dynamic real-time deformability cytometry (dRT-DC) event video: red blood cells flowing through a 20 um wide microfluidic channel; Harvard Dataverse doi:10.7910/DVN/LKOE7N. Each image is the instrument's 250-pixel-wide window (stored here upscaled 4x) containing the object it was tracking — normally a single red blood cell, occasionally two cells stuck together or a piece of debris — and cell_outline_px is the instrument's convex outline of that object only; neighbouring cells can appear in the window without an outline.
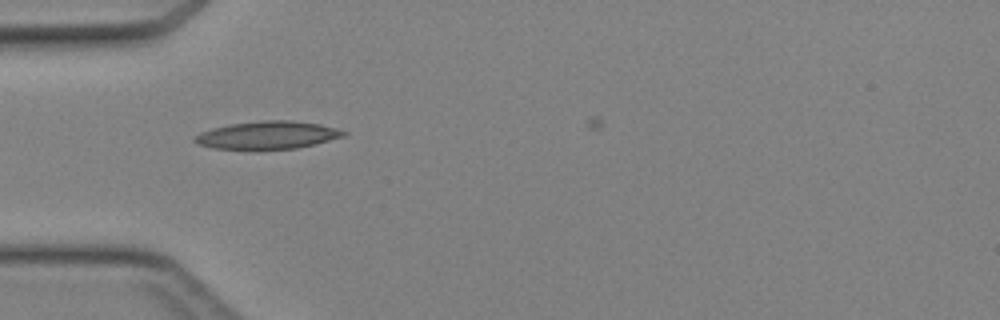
{"species": "Egyptian fruit bat (a non-hibernating species)", "species_latin": "Rousettus aegyptiacus", "temperature_condition": "cold", "stored_images_in_passage": 30, "camera_frame_rate_fps": 3000, "um_per_image_px": 0.085, "animal": {"sex": "female"}, "frame": {"image": 1, "passage_image": 1, "time_ms": 0.0, "image_size_px": [1000, 320], "cell_outline_px": [[348, 132], [344, 136], [316, 144], [296, 148], [212, 148], [196, 144], [192, 140], [200, 132], [212, 128], [232, 124], [264, 120], [288, 120], [320, 124], [336, 128]], "centroid_in_image_um": [22.75, 11.47], "position_along_channel_um": 62.3, "area_um2": 23.7}}
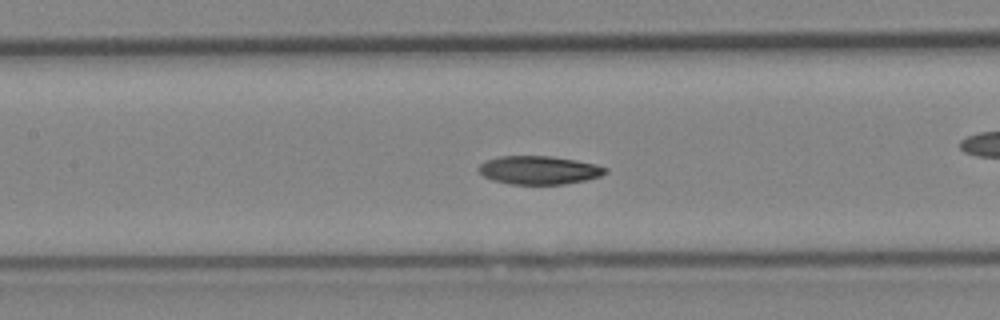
{"frame": {"image": 2, "passage_image": 5, "time_ms": 1.333, "image_size_px": [1000, 320], "cell_outline_px": [[608, 172], [600, 176], [584, 180], [564, 184], [508, 184], [492, 180], [484, 176], [476, 168], [480, 164], [488, 160], [500, 156], [552, 156], [576, 160], [596, 164], [608, 168]], "centroid_in_image_um": [45.82, 14.46], "position_along_channel_um": 161.6, "area_um2": 20.98}}
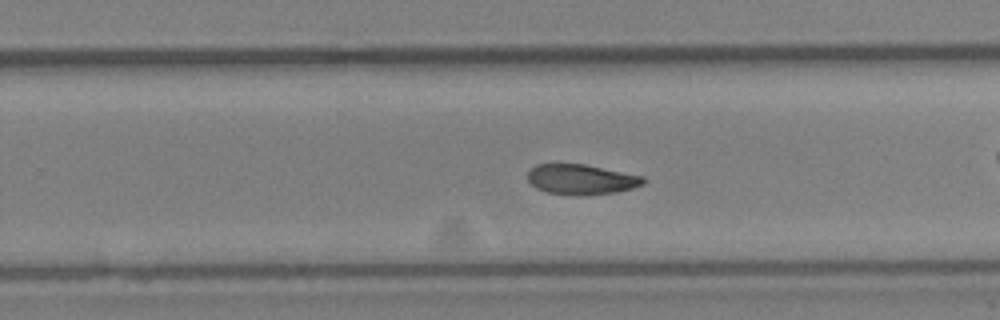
{"frame": {"image": 3, "passage_image": 13, "time_ms": 4.0, "image_size_px": [1000, 320], "cell_outline_px": [[644, 184], [632, 188], [616, 192], [584, 196], [576, 196], [548, 192], [536, 188], [528, 180], [528, 172], [536, 164], [584, 164], [644, 176]], "centroid_in_image_um": [49.41, 15.26], "position_along_channel_um": 280.4, "area_um2": 20.35}}